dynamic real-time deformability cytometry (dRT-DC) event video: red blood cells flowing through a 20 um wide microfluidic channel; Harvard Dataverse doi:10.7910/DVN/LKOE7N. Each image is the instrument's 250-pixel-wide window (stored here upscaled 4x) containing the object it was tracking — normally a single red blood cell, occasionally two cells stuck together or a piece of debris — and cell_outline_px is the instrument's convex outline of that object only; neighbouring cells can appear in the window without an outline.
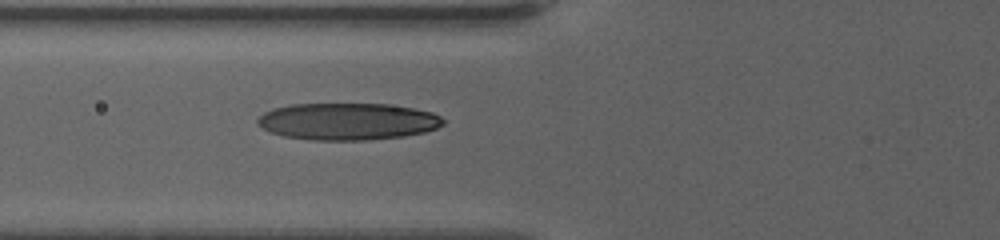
{"species": "human", "species_latin": "Homo sapiens", "temperature_condition": "warm", "stored_images_in_passage": 8, "camera_frame_rate_fps": 3000, "um_per_image_px": 0.085, "donor": {"sex": "female"}, "frame": {"image": 1, "passage_image": 8, "time_ms": 2.333, "image_size_px": [1000, 240], "cell_outline_px": [[444, 124], [436, 128], [424, 132], [404, 136], [368, 140], [312, 140], [284, 136], [272, 132], [256, 124], [256, 120], [264, 112], [272, 108], [292, 104], [388, 104], [412, 108], [432, 112], [440, 116], [444, 120]], "centroid_in_image_um": [29.54, 10.32], "position_along_channel_um": 96.3, "area_um2": 40.0}}